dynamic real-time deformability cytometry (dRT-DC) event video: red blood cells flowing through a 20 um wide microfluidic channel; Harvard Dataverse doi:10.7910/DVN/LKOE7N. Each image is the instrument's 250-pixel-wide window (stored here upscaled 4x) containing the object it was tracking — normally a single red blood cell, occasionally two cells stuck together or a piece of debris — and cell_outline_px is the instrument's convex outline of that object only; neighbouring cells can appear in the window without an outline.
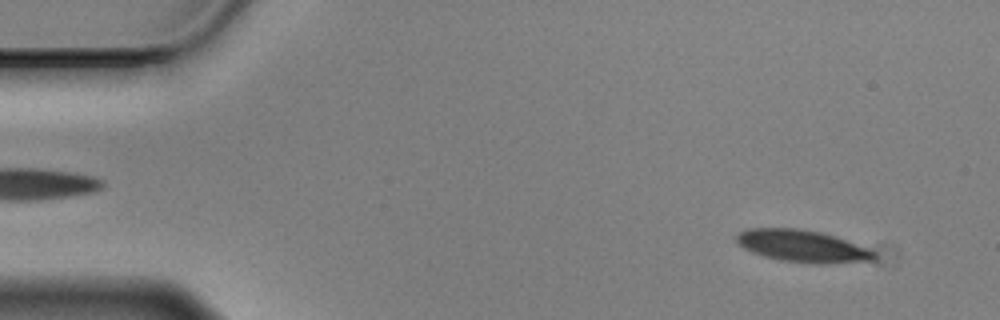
{"species": "Egyptian fruit bat (a non-hibernating species)", "species_latin": "Rousettus aegyptiacus", "temperature_condition": "cold", "stored_images_in_passage": 55, "camera_frame_rate_fps": 3000, "um_per_image_px": 0.085, "animal": {"sex": "male"}, "frame": {"image": 1, "passage_image": 3, "time_ms": 0.667, "image_size_px": [1000, 320], "cell_outline_px": [[876, 260], [824, 264], [816, 264], [780, 260], [764, 256], [752, 252], [744, 248], [736, 240], [736, 236], [740, 232], [748, 228], [796, 228], [820, 232], [868, 248], [876, 252]], "centroid_in_image_um": [68.21, 20.93], "position_along_channel_um": 16.8, "area_um2": 25.55}}
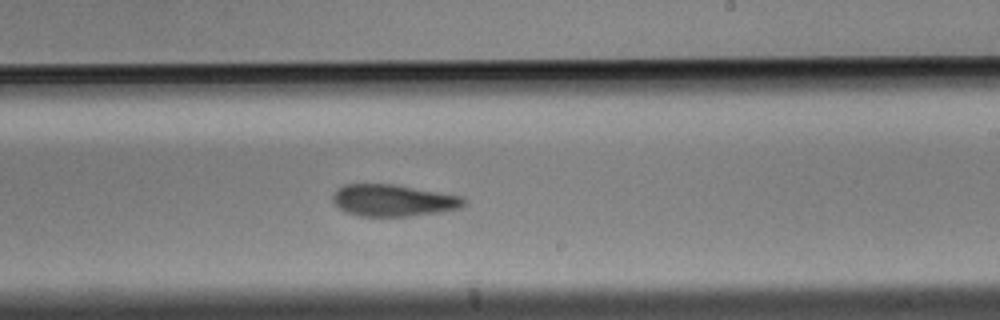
{"frame": {"image": 2, "passage_image": 32, "time_ms": 10.333, "image_size_px": [1000, 320], "cell_outline_px": [[464, 204], [460, 208], [440, 212], [412, 216], [360, 216], [348, 212], [340, 208], [332, 200], [332, 196], [344, 184], [392, 184], [464, 196]], "centroid_in_image_um": [33.45, 17.03], "position_along_channel_um": 255.5, "area_um2": 24.1}}
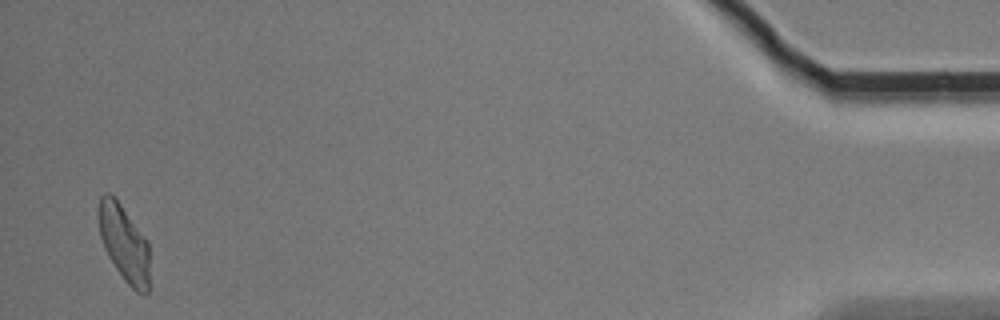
{"frame": {"image": 3, "passage_image": 54, "time_ms": 17.667, "image_size_px": [1000, 320], "cell_outline_px": [[148, 296], [144, 296], [136, 292], [124, 280], [108, 256], [104, 248], [100, 236], [100, 196], [104, 192], [108, 192], [120, 204], [148, 240]], "centroid_in_image_um": [10.57, 20.73], "position_along_channel_um": 424.6, "area_um2": 22.37}, "authors_computed_cell_mechanics": {"area_um2": 25.432, "velocity_mm_per_s": 3.4694, "shape_relaxation_time_tau1_ms": 4.7229, "shape_relaxation_time_tau2_ms": 6.8748, "deformation_change_tau1": 0.1333, "deformation_change_tau2": 0.1585}}